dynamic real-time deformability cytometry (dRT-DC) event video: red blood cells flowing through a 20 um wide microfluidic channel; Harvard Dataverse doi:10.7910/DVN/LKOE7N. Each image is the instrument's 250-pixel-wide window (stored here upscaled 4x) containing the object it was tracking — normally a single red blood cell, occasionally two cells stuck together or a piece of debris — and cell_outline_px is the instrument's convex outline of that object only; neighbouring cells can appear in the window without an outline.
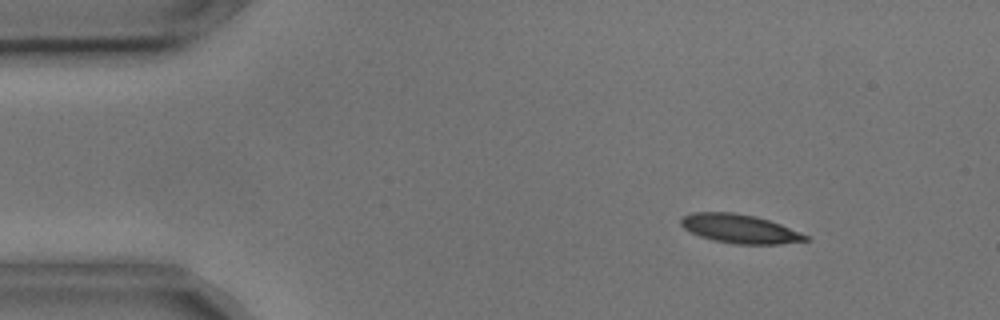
{"species": "common noctule bat (a hibernating species)", "species_latin": "Nyctalus noctula", "temperature_condition": "cold", "stored_images_in_passage": 4, "camera_frame_rate_fps": 3000, "um_per_image_px": 0.085, "animal": {"sex": "male", "body_mass_g": 17.9, "forearm_length_mm": 54.2}, "frame": {"image": 1, "passage_image": 1, "time_ms": 0.0, "image_size_px": [1000, 320], "cell_outline_px": [[812, 240], [780, 244], [732, 244], [712, 240], [700, 236], [684, 228], [680, 224], [680, 220], [684, 216], [692, 212], [732, 212], [756, 216], [780, 224], [808, 236]], "centroid_in_image_um": [62.88, 19.45], "position_along_channel_um": 22.1, "area_um2": 20.92}}